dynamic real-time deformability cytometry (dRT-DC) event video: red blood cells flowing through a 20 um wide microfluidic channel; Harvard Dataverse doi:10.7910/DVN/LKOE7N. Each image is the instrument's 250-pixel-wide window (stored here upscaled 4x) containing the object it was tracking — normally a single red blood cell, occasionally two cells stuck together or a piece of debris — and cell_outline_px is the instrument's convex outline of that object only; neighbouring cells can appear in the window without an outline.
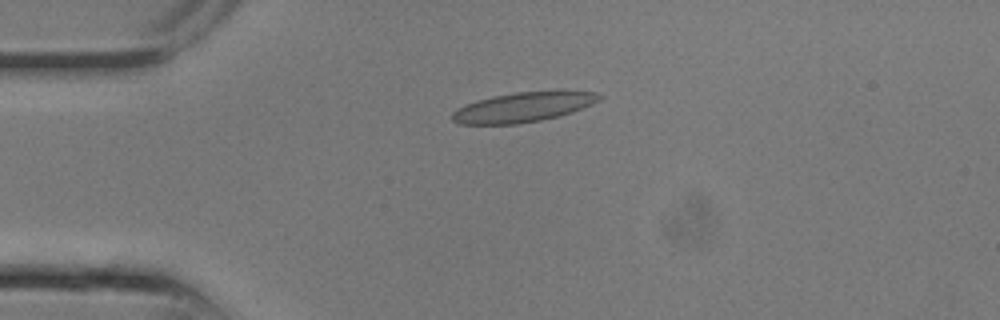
{"species": "common noctule bat (a hibernating species)", "species_latin": "Nyctalus noctula", "temperature_condition": "room temperature", "stored_images_in_passage": 9, "camera_frame_rate_fps": 3000, "um_per_image_px": 0.085, "animal": {"sex": "male", "body_mass_g": 13.3}, "frame": {"image": 1, "passage_image": 6, "time_ms": 1.667, "image_size_px": [1000, 320], "cell_outline_px": [[604, 96], [592, 104], [572, 112], [560, 116], [520, 124], [460, 124], [452, 120], [452, 112], [468, 104], [480, 100], [496, 96], [516, 92], [592, 92]], "centroid_in_image_um": [44.46, 9.13], "position_along_channel_um": 40.5, "area_um2": 24.74}}
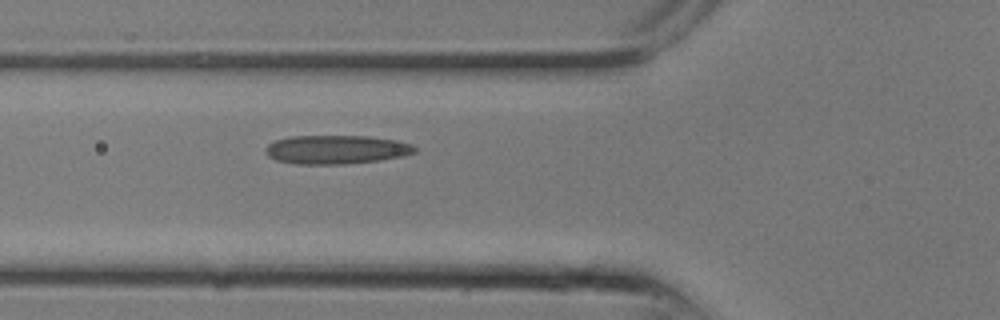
{"frame": {"image": 2, "passage_image": 9, "time_ms": 2.667, "image_size_px": [1000, 320], "cell_outline_px": [[416, 152], [400, 156], [380, 160], [344, 164], [296, 164], [276, 160], [268, 156], [264, 148], [268, 144], [276, 140], [292, 136], [368, 136], [396, 140], [412, 144], [416, 148]], "centroid_in_image_um": [28.56, 12.71], "position_along_channel_um": 97.2, "area_um2": 24.97}}